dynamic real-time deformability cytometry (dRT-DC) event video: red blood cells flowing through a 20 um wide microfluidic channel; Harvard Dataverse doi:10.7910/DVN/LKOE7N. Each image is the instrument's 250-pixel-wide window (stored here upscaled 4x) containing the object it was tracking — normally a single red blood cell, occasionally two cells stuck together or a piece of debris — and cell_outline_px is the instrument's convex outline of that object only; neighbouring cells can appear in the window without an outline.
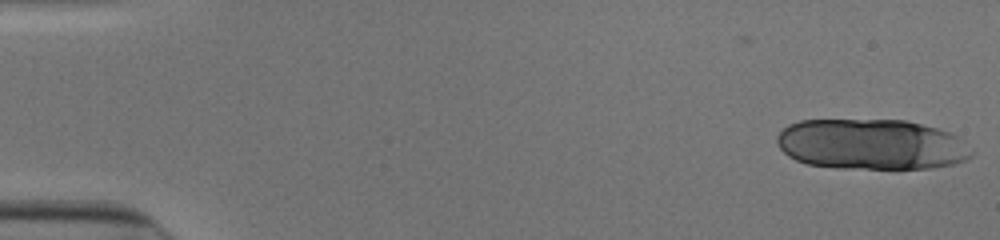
{"species": "human", "species_latin": "Homo sapiens", "temperature_condition": "cold", "stored_images_in_passage": 17, "camera_frame_rate_fps": 3000, "um_per_image_px": 0.085, "donor": {"sex": "male"}, "frame": {"image": 1, "passage_image": 1, "time_ms": 0.0, "image_size_px": [1000, 240], "cell_outline_px": [[976, 152], [968, 160], [956, 164], [932, 168], [896, 172], [840, 168], [808, 164], [796, 160], [788, 156], [780, 148], [776, 140], [776, 136], [788, 124], [800, 120], [904, 120], [936, 128], [948, 132], [956, 136]], "centroid_in_image_um": [74.12, 12.32], "position_along_channel_um": 10.9, "area_um2": 58.84}}